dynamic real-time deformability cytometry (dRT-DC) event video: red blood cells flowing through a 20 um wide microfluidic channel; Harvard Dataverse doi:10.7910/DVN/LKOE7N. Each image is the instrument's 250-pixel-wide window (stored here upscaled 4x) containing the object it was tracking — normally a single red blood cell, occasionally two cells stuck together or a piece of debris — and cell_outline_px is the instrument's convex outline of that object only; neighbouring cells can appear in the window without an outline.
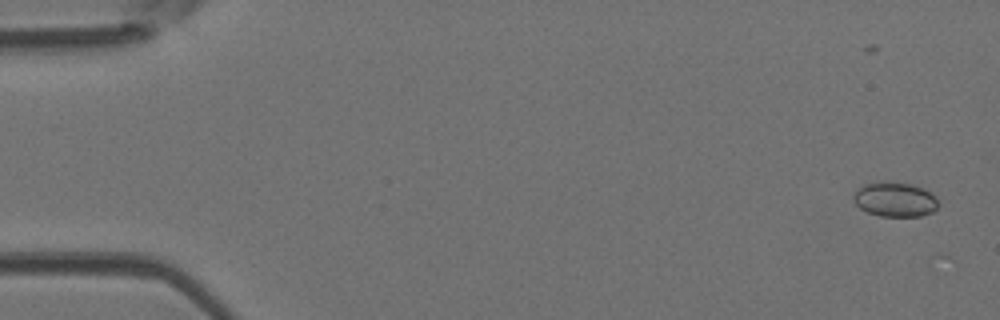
{"species": "Egyptian fruit bat (a non-hibernating species)", "species_latin": "Rousettus aegyptiacus", "temperature_condition": "room temperature", "stored_images_in_passage": 22, "camera_frame_rate_fps": 3000, "um_per_image_px": 0.085, "animal": {"sex": "female"}, "frame": {"image": 1, "passage_image": 2, "time_ms": 0.333, "image_size_px": [1000, 320], "cell_outline_px": [[936, 208], [932, 212], [920, 216], [880, 216], [868, 212], [860, 208], [852, 200], [852, 196], [856, 188], [864, 184], [880, 180], [888, 180], [912, 184], [924, 188], [936, 196]], "centroid_in_image_um": [76.02, 16.91], "position_along_channel_um": 9.0, "area_um2": 17.46}}
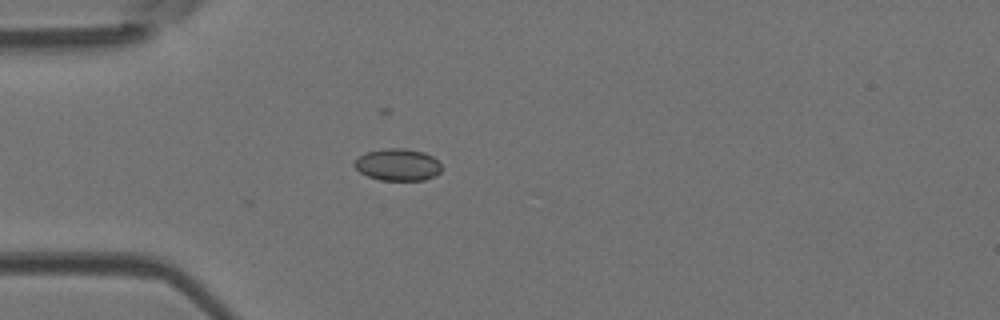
{"frame": {"image": 2, "passage_image": 15, "time_ms": 4.667, "image_size_px": [1000, 320], "cell_outline_px": [[440, 172], [436, 176], [424, 180], [380, 180], [368, 176], [360, 172], [352, 164], [360, 156], [368, 152], [388, 148], [404, 148], [424, 152], [432, 156], [440, 164]], "centroid_in_image_um": [33.82, 14.01], "position_along_channel_um": 51.2, "area_um2": 16.13}}
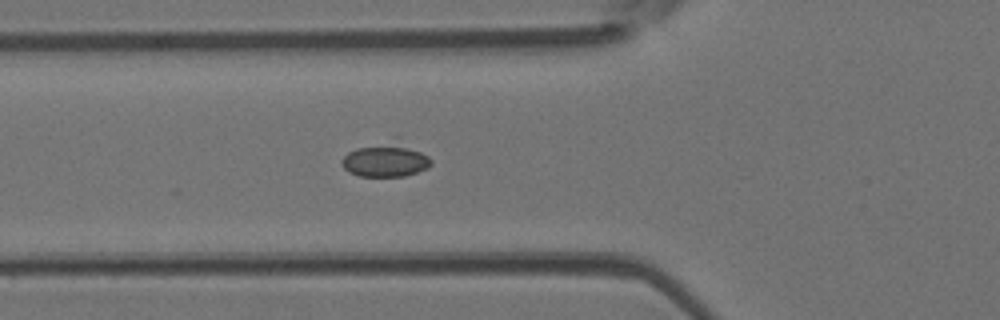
{"frame": {"image": 3, "passage_image": 19, "time_ms": 6.0, "image_size_px": [1000, 320], "cell_outline_px": [[432, 164], [428, 168], [404, 176], [360, 176], [348, 172], [340, 164], [340, 160], [348, 152], [356, 148], [396, 136], [428, 156], [432, 160]], "centroid_in_image_um": [32.78, 13.54], "position_along_channel_um": 93.0, "area_um2": 18.32}}